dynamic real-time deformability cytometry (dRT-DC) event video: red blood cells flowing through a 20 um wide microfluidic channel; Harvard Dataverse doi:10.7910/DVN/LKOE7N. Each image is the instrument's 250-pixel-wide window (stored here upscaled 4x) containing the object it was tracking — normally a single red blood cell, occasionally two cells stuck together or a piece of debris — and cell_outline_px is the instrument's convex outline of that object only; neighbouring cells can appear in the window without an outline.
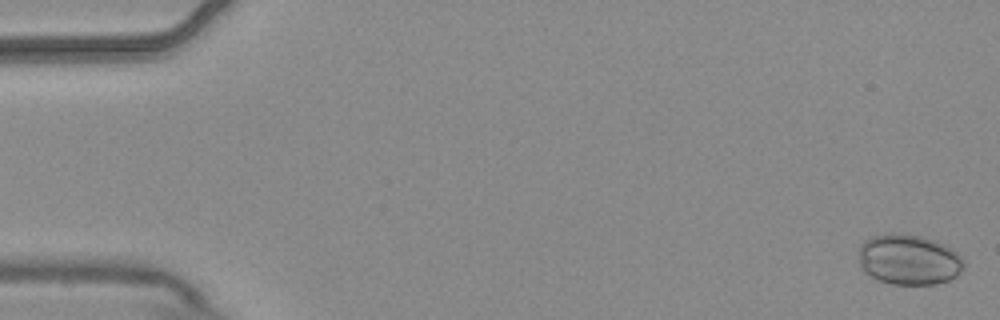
{"species": "common noctule bat (a hibernating species)", "species_latin": "Nyctalus noctula", "temperature_condition": "warm", "stored_images_in_passage": 6, "camera_frame_rate_fps": 3000, "um_per_image_px": 0.085, "animal": {"sex": "male", "body_mass_g": 20.4}, "frame": {"image": 1, "passage_image": 1, "time_ms": 0.0, "image_size_px": [1000, 320], "cell_outline_px": [[964, 268], [956, 276], [948, 280], [936, 284], [892, 284], [876, 280], [864, 272], [860, 264], [860, 244], [864, 240], [872, 236], [892, 232], [920, 236], [936, 240], [952, 248], [964, 260]], "centroid_in_image_um": [77.25, 22.06], "position_along_channel_um": 7.8, "area_um2": 31.15}}